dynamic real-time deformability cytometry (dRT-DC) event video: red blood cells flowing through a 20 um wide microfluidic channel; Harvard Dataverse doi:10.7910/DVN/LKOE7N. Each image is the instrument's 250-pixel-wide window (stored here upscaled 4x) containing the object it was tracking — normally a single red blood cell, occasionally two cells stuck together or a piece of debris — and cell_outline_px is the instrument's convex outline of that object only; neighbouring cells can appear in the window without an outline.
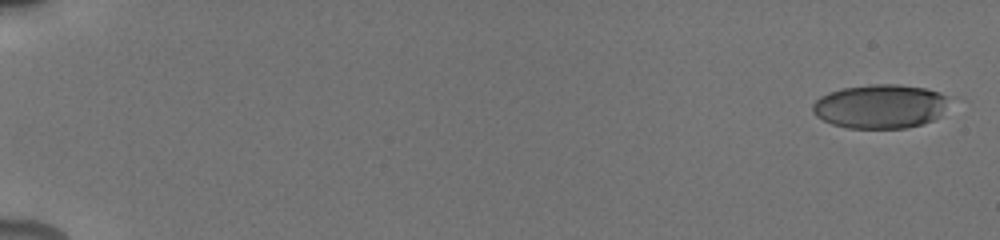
{"species": "human", "species_latin": "Homo sapiens", "temperature_condition": "cold", "stored_images_in_passage": 14, "camera_frame_rate_fps": 3000, "um_per_image_px": 0.085, "donor": {"sex": "male"}, "frame": {"image": 1, "passage_image": 1, "time_ms": 0.0, "image_size_px": [1000, 240], "cell_outline_px": [[948, 100], [940, 116], [936, 120], [924, 124], [904, 128], [848, 128], [832, 124], [816, 116], [812, 112], [812, 104], [820, 96], [828, 92], [844, 88], [872, 84], [900, 84], [924, 88], [940, 92], [948, 96]], "centroid_in_image_um": [74.82, 9.04], "position_along_channel_um": 10.2, "area_um2": 35.2}}
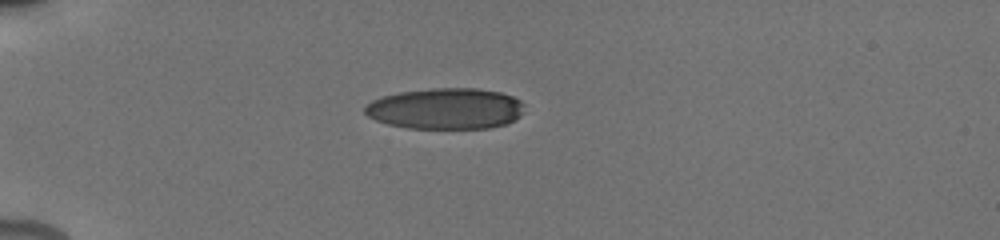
{"frame": {"image": 2, "passage_image": 12, "time_ms": 5.0, "image_size_px": [1000, 240], "cell_outline_px": [[524, 104], [520, 116], [504, 124], [488, 128], [408, 128], [388, 124], [376, 120], [368, 116], [364, 112], [364, 104], [380, 96], [400, 92], [432, 88], [476, 88], [500, 92], [512, 96], [520, 100]], "centroid_in_image_um": [37.84, 9.22], "position_along_channel_um": 47.2, "area_um2": 38.21}}